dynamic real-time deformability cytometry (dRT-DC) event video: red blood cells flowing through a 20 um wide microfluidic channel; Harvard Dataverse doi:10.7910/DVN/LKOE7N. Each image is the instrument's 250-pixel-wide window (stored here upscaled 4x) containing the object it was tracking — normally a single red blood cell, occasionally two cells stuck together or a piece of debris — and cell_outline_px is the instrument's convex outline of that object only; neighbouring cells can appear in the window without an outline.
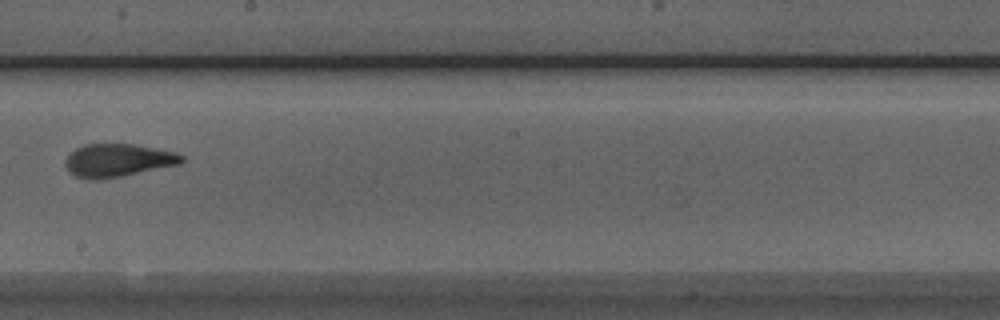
{"species": "Egyptian fruit bat (a non-hibernating species)", "species_latin": "Rousettus aegyptiacus", "temperature_condition": "room temperature", "stored_images_in_passage": 5, "camera_frame_rate_fps": 3000, "um_per_image_px": 0.085, "animal": {"sex": "male"}, "frame": {"image": 1, "passage_image": 5, "time_ms": 4.333, "image_size_px": [1000, 320], "cell_outline_px": [[184, 160], [180, 164], [120, 176], [96, 180], [92, 180], [76, 176], [68, 172], [64, 164], [64, 160], [76, 148], [84, 144], [136, 144], [176, 152], [184, 156]], "centroid_in_image_um": [10.01, 13.62], "position_along_channel_um": 238.2, "area_um2": 22.37}}